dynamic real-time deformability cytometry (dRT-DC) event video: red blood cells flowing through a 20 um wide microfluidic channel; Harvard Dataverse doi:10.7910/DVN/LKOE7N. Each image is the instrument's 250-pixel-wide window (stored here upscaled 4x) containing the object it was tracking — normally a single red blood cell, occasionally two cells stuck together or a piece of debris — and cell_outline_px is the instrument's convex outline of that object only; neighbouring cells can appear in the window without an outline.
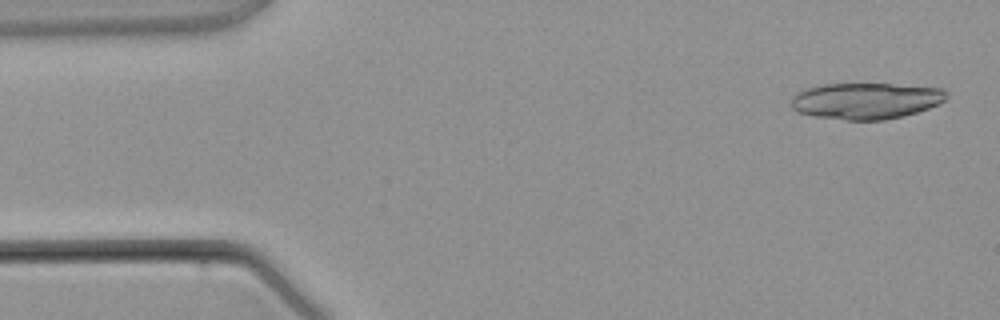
{"species": "common noctule bat (a hibernating species)", "species_latin": "Nyctalus noctula", "temperature_condition": "warm", "stored_images_in_passage": 4, "camera_frame_rate_fps": 3000, "um_per_image_px": 0.085, "animal": {"sex": "male", "body_mass_g": 21.5, "forearm_length_mm": 52.0}, "frame": {"image": 1, "passage_image": 1, "time_ms": 0.0, "image_size_px": [1000, 320], "cell_outline_px": [[948, 96], [940, 104], [904, 116], [884, 120], [844, 120], [816, 116], [796, 112], [792, 108], [788, 100], [796, 92], [808, 88], [824, 84], [892, 84], [944, 88], [948, 92]], "centroid_in_image_um": [73.59, 8.57], "position_along_channel_um": 11.4, "area_um2": 33.18}}
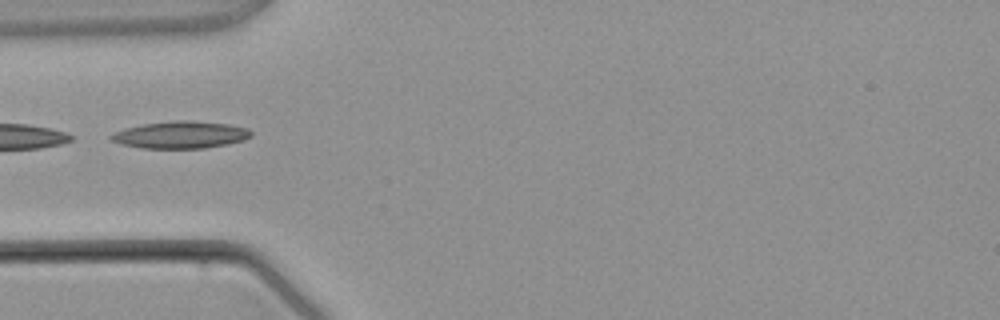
{"frame": {"image": 2, "passage_image": 3, "time_ms": 3.667, "image_size_px": [1000, 320], "cell_outline_px": [[252, 136], [244, 140], [228, 144], [204, 148], [140, 148], [120, 144], [112, 140], [108, 136], [112, 132], [124, 128], [144, 124], [172, 120], [192, 120], [228, 124], [248, 128], [252, 132]], "centroid_in_image_um": [15.33, 11.45], "position_along_channel_um": 69.7, "area_um2": 22.37}}
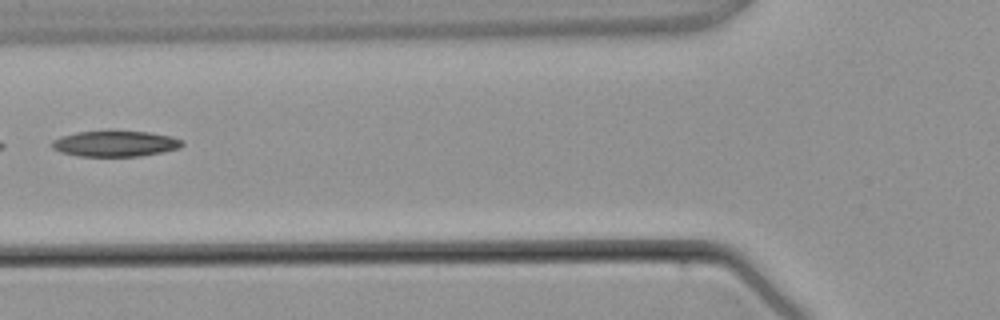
{"frame": {"image": 3, "passage_image": 4, "time_ms": 4.667, "image_size_px": [1000, 320], "cell_outline_px": [[184, 144], [180, 148], [140, 156], [76, 156], [60, 152], [52, 148], [48, 144], [52, 140], [60, 136], [76, 132], [108, 128], [112, 128], [148, 132], [172, 136], [184, 140]], "centroid_in_image_um": [9.74, 12.16], "position_along_channel_um": 116.1, "area_um2": 20.63}}